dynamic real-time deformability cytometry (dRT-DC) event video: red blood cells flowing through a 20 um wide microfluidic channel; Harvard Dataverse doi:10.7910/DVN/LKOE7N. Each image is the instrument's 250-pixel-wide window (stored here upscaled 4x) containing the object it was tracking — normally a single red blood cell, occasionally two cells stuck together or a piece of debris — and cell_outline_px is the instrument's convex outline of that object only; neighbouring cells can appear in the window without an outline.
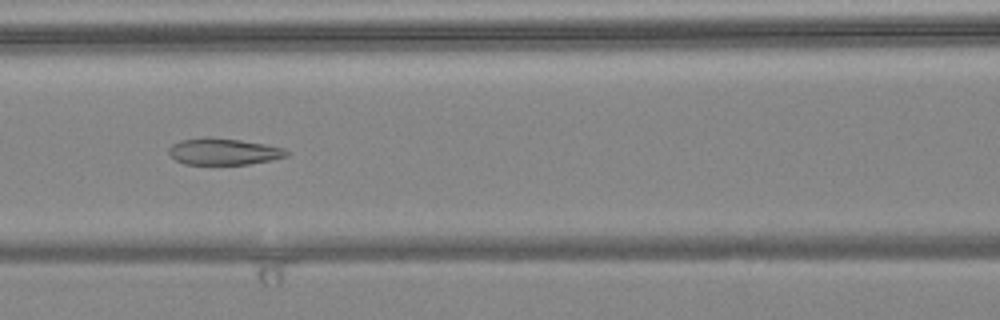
{"species": "common noctule bat (a hibernating species)", "species_latin": "Nyctalus noctula", "temperature_condition": "warm", "stored_images_in_passage": 7, "camera_frame_rate_fps": 3000, "um_per_image_px": 0.085, "animal": {"sex": "female", "body_mass_g": 24.6, "forearm_length_mm": 56.2}, "frame": {"image": 1, "passage_image": 6, "time_ms": 1.667, "image_size_px": [1000, 320], "cell_outline_px": [[288, 156], [272, 160], [248, 164], [184, 164], [176, 160], [168, 152], [168, 148], [172, 144], [180, 140], [208, 136], [240, 140], [264, 144], [284, 148], [288, 152]], "centroid_in_image_um": [18.99, 12.87], "position_along_channel_um": 147.6, "area_um2": 18.26}}
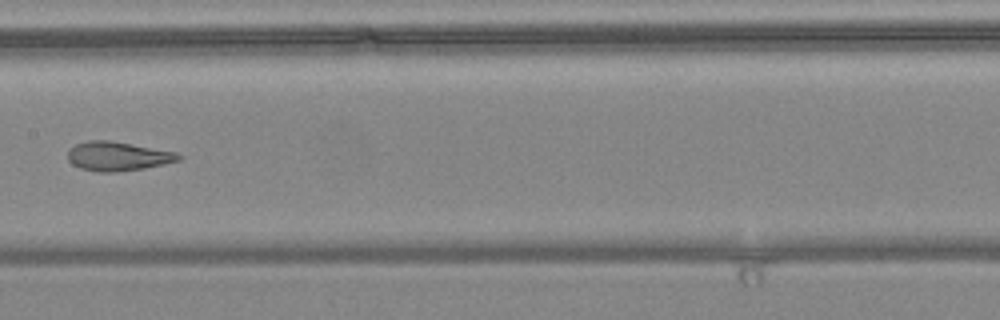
{"frame": {"image": 2, "passage_image": 7, "time_ms": 2.0, "image_size_px": [1000, 320], "cell_outline_px": [[184, 156], [180, 160], [164, 164], [144, 168], [116, 172], [100, 172], [80, 168], [72, 164], [68, 160], [68, 148], [76, 144], [88, 140], [108, 140], [176, 152]], "centroid_in_image_um": [10.0, 13.28], "position_along_channel_um": 197.4, "area_um2": 18.79}}